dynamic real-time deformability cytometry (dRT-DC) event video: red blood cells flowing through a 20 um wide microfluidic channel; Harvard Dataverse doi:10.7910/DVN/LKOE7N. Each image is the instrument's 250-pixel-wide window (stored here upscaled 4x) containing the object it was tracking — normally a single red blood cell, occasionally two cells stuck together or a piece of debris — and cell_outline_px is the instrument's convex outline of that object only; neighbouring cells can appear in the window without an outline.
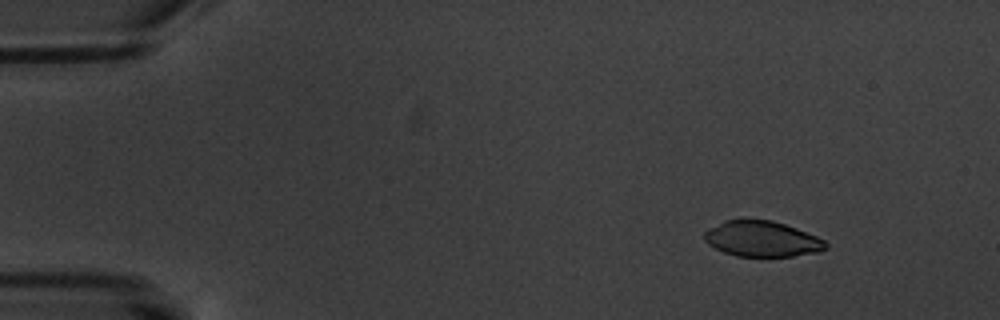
{"species": "common noctule bat (a hibernating species)", "species_latin": "Nyctalus noctula", "temperature_condition": "warm", "stored_images_in_passage": 9, "camera_frame_rate_fps": 3000, "um_per_image_px": 0.085, "animal": {"sex": "male", "body_mass_g": 20.1, "forearm_length_mm": 53.5}, "frame": {"image": 1, "passage_image": 2, "time_ms": 1.333, "image_size_px": [1000, 320], "cell_outline_px": [[828, 248], [820, 252], [792, 256], [736, 256], [724, 252], [708, 244], [704, 240], [704, 232], [708, 228], [724, 220], [772, 220], [796, 228], [816, 236], [824, 240], [828, 244]], "centroid_in_image_um": [64.77, 20.31], "position_along_channel_um": 20.2, "area_um2": 25.14}}